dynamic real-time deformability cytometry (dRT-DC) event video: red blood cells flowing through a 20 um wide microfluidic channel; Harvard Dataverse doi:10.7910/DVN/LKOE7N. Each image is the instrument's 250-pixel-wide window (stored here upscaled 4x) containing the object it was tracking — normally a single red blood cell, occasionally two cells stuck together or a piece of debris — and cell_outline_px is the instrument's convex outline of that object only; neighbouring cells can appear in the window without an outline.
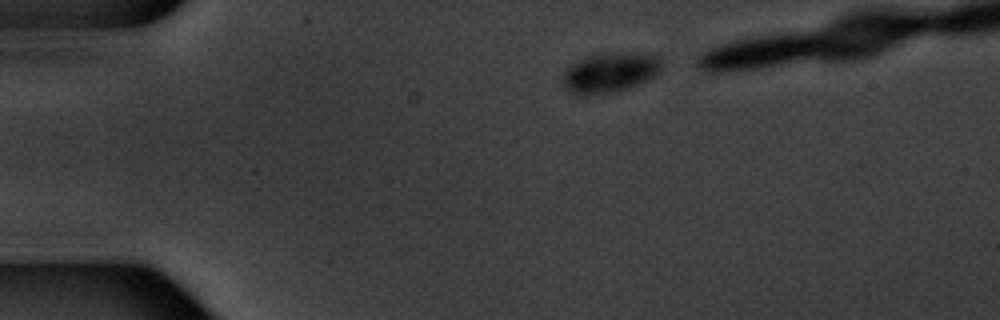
{"species": "common noctule bat (a hibernating species)", "species_latin": "Nyctalus noctula", "temperature_condition": "warm", "stored_images_in_passage": 3, "camera_frame_rate_fps": 3000, "um_per_image_px": 0.085, "animal": {"sex": "male", "body_mass_g": 20.1, "forearm_length_mm": 53.5}, "frame": {"image": 1, "passage_image": 1, "time_ms": 0.0, "image_size_px": [1000, 320], "cell_outline_px": [[660, 72], [648, 80], [640, 84], [620, 92], [580, 96], [572, 96], [568, 92], [560, 76], [572, 64], [588, 56], [604, 52], [648, 52], [660, 56]], "centroid_in_image_um": [51.86, 6.18], "position_along_channel_um": 33.1, "area_um2": 23.87}}